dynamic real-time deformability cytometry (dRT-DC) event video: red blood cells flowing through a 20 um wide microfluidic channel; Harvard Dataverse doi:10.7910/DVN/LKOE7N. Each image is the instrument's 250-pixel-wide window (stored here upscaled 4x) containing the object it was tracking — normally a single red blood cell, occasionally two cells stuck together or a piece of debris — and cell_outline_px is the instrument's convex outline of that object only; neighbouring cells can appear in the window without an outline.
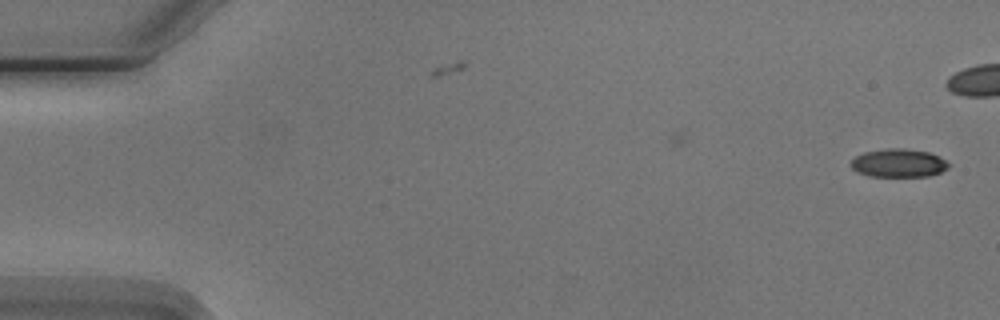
{"species": "Egyptian fruit bat (a non-hibernating species)", "species_latin": "Rousettus aegyptiacus", "temperature_condition": "cold", "stored_images_in_passage": 2, "camera_frame_rate_fps": 3000, "um_per_image_px": 0.085, "animal": {"sex": "male"}, "frame": {"image": 1, "passage_image": 2, "time_ms": 1.333, "image_size_px": [1000, 320], "cell_outline_px": [[948, 168], [940, 172], [928, 176], [872, 176], [856, 172], [848, 164], [856, 156], [864, 152], [888, 148], [904, 148], [928, 152], [944, 160], [948, 164]], "centroid_in_image_um": [76.32, 13.86], "position_along_channel_um": 8.7, "area_um2": 15.95}}